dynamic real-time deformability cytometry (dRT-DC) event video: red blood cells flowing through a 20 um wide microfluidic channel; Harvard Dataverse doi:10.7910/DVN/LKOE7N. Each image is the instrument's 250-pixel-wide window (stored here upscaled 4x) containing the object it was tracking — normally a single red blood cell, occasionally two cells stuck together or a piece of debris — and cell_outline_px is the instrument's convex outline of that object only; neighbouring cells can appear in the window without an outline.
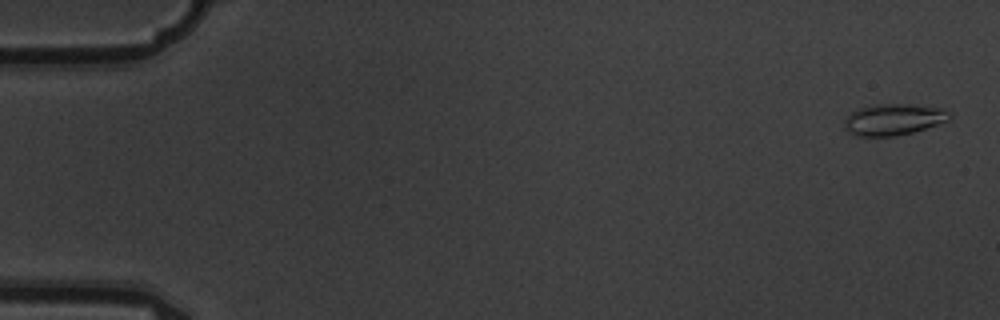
{"species": "common noctule bat (a hibernating species)", "species_latin": "Nyctalus noctula", "temperature_condition": "warm", "stored_images_in_passage": 9, "camera_frame_rate_fps": 3000, "um_per_image_px": 0.085, "animal": {"sex": "male", "body_mass_g": 19.5, "forearm_length_mm": 54.6}, "frame": {"image": 1, "passage_image": 1, "time_ms": 0.0, "image_size_px": [1000, 320], "cell_outline_px": [[952, 116], [948, 120], [912, 132], [896, 136], [860, 136], [848, 132], [844, 128], [844, 120], [856, 108], [876, 104], [912, 104], [944, 108], [952, 112]], "centroid_in_image_um": [75.95, 10.14], "position_along_channel_um": 9.0, "area_um2": 19.31}}
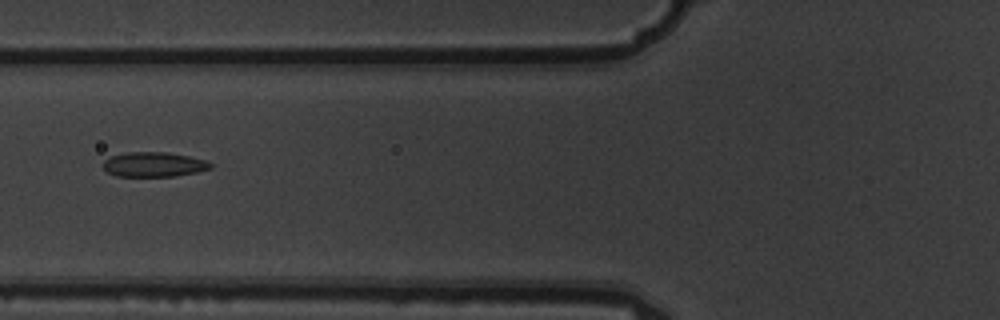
{"frame": {"image": 2, "passage_image": 6, "time_ms": 1.667, "image_size_px": [1000, 320], "cell_outline_px": [[212, 168], [196, 172], [176, 176], [116, 176], [108, 172], [104, 168], [104, 160], [112, 156], [124, 152], [168, 152], [188, 156], [204, 160], [212, 164]], "centroid_in_image_um": [13.07, 13.97], "position_along_channel_um": 112.7, "area_um2": 15.37}}
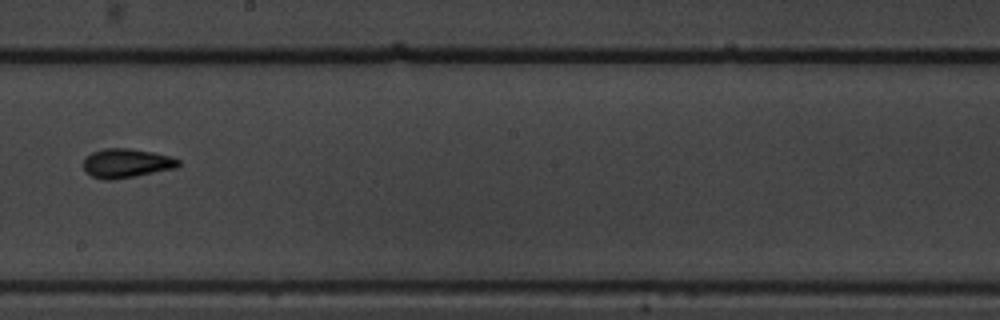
{"frame": {"image": 3, "passage_image": 9, "time_ms": 2.667, "image_size_px": [1000, 320], "cell_outline_px": [[180, 164], [176, 168], [136, 176], [112, 180], [104, 180], [92, 176], [84, 172], [84, 160], [92, 152], [104, 148], [128, 148], [152, 152], [168, 156], [180, 160]], "centroid_in_image_um": [10.73, 13.88], "position_along_channel_um": 237.5, "area_um2": 16.07}}